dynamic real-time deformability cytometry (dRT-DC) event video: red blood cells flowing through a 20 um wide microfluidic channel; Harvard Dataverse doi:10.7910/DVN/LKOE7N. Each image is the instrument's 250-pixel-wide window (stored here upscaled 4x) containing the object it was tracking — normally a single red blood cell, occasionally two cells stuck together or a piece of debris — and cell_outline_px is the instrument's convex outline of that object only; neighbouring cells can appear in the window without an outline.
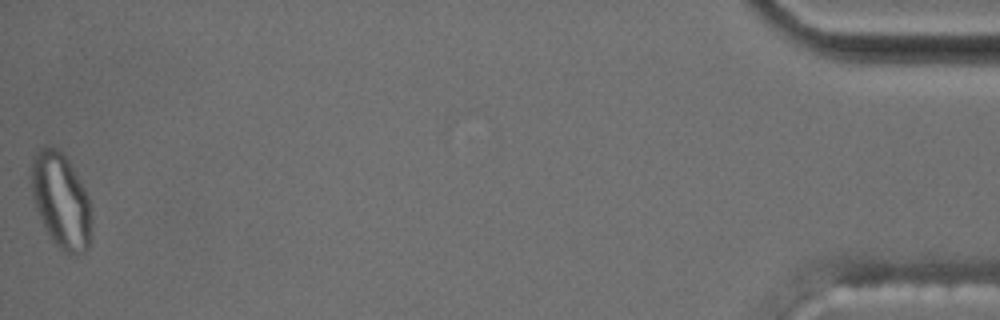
{"species": "common noctule bat (a hibernating species)", "species_latin": "Nyctalus noctula", "temperature_condition": "cold", "stored_images_in_passage": 57, "segment_of_instrument_passage": [2, 2], "camera_frame_rate_fps": 3000, "um_per_image_px": 0.085, "animal": {"sex": "male", "body_mass_g": 17.5, "forearm_length_mm": 52.3}, "frame": {"image": 1, "passage_image": 57, "time_ms": 18.667, "image_size_px": [1000, 320], "cell_outline_px": [[92, 236], [88, 248], [84, 252], [76, 256], [64, 252], [52, 240], [36, 208], [32, 196], [32, 156], [36, 148], [44, 144], [56, 148], [68, 160], [88, 196], [92, 212]], "centroid_in_image_um": [5.21, 17.06], "position_along_channel_um": 430.0, "area_um2": 33.52}}